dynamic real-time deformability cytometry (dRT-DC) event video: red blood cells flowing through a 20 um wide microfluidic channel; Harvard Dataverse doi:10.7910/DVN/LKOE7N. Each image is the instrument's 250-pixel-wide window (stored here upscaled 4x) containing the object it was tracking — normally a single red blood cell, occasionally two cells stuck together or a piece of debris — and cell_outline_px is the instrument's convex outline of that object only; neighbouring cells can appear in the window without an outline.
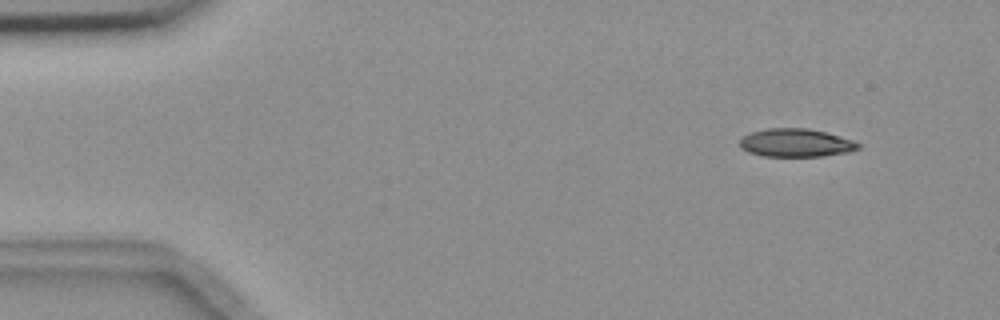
{"species": "common noctule bat (a hibernating species)", "species_latin": "Nyctalus noctula", "temperature_condition": "room temperature", "stored_images_in_passage": 5, "camera_frame_rate_fps": 3000, "um_per_image_px": 0.085, "animal": {"sex": "female", "body_mass_g": 18.4}, "frame": {"image": 1, "passage_image": 1, "time_ms": 0.0, "image_size_px": [1000, 320], "cell_outline_px": [[860, 148], [848, 152], [820, 156], [764, 156], [748, 152], [740, 148], [740, 140], [744, 136], [752, 132], [768, 128], [808, 128], [824, 132], [852, 140], [860, 144]], "centroid_in_image_um": [67.63, 12.14], "position_along_channel_um": 17.4, "area_um2": 19.25}}
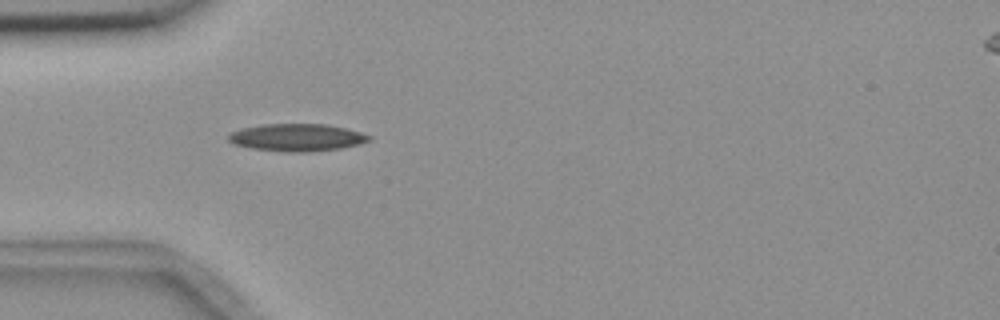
{"frame": {"image": 2, "passage_image": 4, "time_ms": 3.667, "image_size_px": [1000, 320], "cell_outline_px": [[372, 140], [360, 144], [340, 148], [304, 152], [288, 152], [252, 148], [232, 144], [228, 140], [228, 136], [232, 132], [244, 128], [264, 124], [324, 124], [344, 128], [360, 132], [372, 136]], "centroid_in_image_um": [25.26, 11.69], "position_along_channel_um": 59.7, "area_um2": 22.25}}